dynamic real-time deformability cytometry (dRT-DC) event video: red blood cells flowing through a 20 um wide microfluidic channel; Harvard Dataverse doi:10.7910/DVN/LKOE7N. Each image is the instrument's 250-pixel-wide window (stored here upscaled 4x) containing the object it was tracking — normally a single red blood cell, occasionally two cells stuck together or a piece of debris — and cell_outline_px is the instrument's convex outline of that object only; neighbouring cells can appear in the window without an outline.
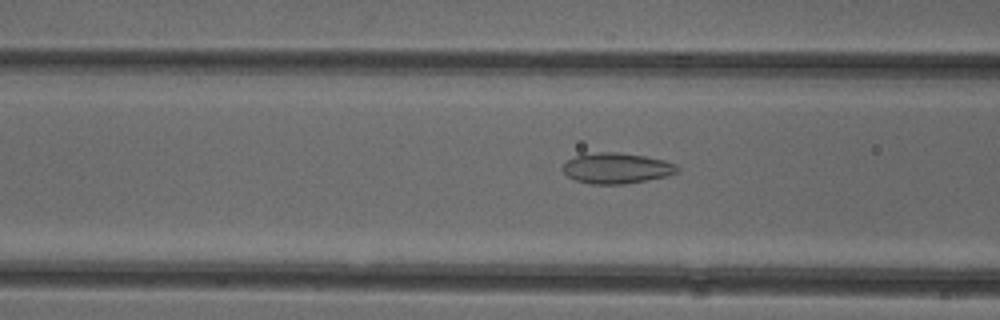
{"species": "common noctule bat (a hibernating species)", "species_latin": "Nyctalus noctula", "temperature_condition": "cold", "stored_images_in_passage": 52, "camera_frame_rate_fps": 3000, "um_per_image_px": 0.085, "animal": {"sex": "female"}, "frame": {"image": 1, "passage_image": 20, "time_ms": 6.333, "image_size_px": [1000, 320], "cell_outline_px": [[680, 168], [676, 172], [668, 176], [624, 184], [592, 184], [576, 180], [568, 176], [560, 168], [568, 160], [576, 156], [596, 152], [620, 152], [644, 156], [664, 160], [676, 164]], "centroid_in_image_um": [52.42, 14.29], "position_along_channel_um": 114.2, "area_um2": 20.4}}
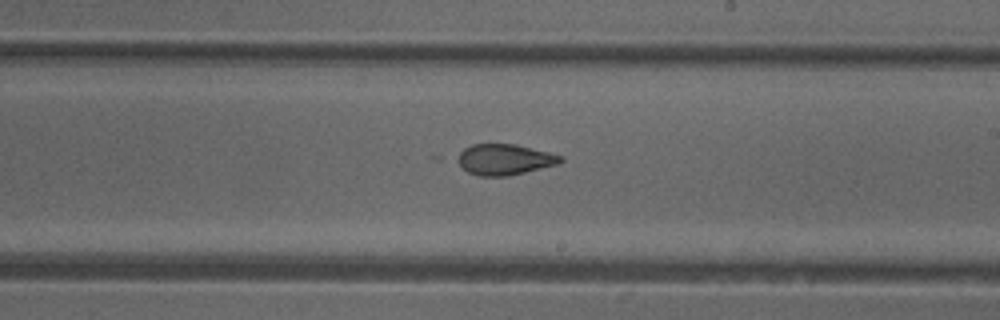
{"frame": {"image": 2, "passage_image": 30, "time_ms": 9.667, "image_size_px": [1000, 320], "cell_outline_px": [[564, 160], [560, 164], [508, 176], [480, 176], [468, 172], [452, 160], [452, 156], [464, 148], [472, 144], [516, 144], [548, 152], [560, 156]], "centroid_in_image_um": [42.8, 13.55], "position_along_channel_um": 246.2, "area_um2": 18.9}}
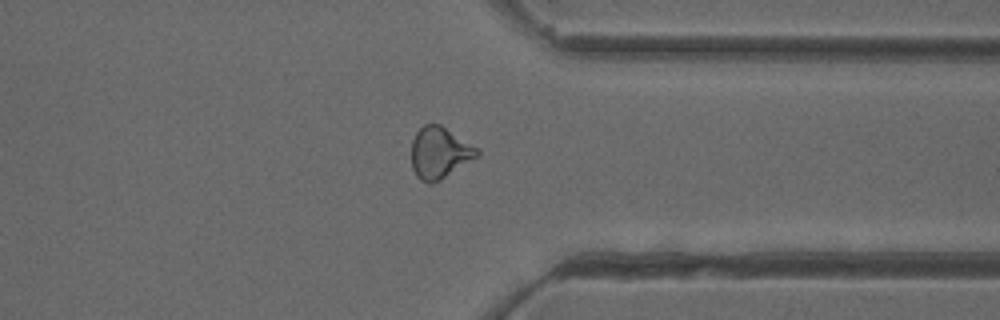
{"frame": {"image": 3, "passage_image": 40, "time_ms": 13.0, "image_size_px": [1000, 320], "cell_outline_px": [[480, 156], [440, 180], [432, 184], [428, 184], [420, 180], [416, 176], [412, 168], [412, 140], [416, 132], [424, 124], [440, 124], [480, 148]], "centroid_in_image_um": [37.39, 12.99], "position_along_channel_um": 374.0, "area_um2": 20.06}, "authors_computed_cell_mechanics": {"area_um2": 20.3167, "velocity_mm_per_s": 3.9483, "shape_relaxation_time_tau1_ms": null, "shape_relaxation_time_tau2_ms": 2.2129, "deformation_change_tau1": null, "deformation_change_tau2": 0.0648}}